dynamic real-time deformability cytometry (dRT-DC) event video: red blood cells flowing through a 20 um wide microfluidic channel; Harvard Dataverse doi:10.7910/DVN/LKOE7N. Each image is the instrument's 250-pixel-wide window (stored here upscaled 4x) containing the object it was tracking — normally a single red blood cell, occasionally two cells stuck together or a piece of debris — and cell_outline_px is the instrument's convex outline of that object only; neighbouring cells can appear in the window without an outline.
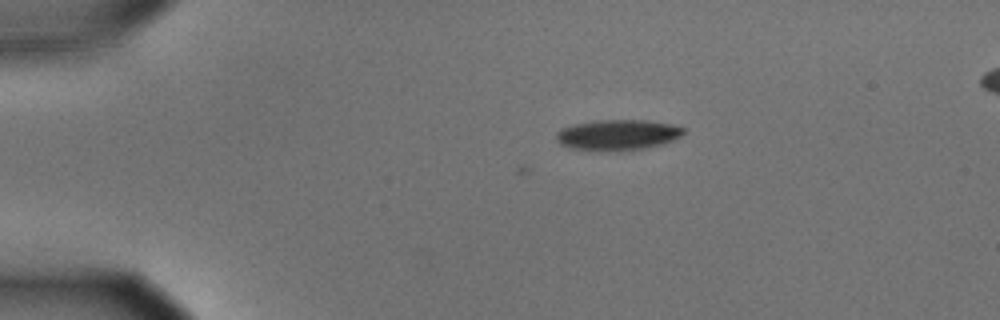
{"species": "common noctule bat (a hibernating species)", "species_latin": "Nyctalus noctula", "temperature_condition": "cold", "stored_images_in_passage": 3, "camera_frame_rate_fps": 3000, "um_per_image_px": 0.085, "animal": {"sex": "male", "body_mass_g": 15.6}, "frame": {"image": 1, "passage_image": 3, "time_ms": 0.667, "image_size_px": [1000, 320], "cell_outline_px": [[684, 132], [680, 136], [664, 144], [648, 148], [608, 152], [596, 152], [572, 148], [560, 144], [556, 140], [556, 132], [560, 128], [572, 124], [596, 120], [648, 120], [672, 124], [684, 128]], "centroid_in_image_um": [52.46, 11.48], "position_along_channel_um": 32.5, "area_um2": 23.24}}